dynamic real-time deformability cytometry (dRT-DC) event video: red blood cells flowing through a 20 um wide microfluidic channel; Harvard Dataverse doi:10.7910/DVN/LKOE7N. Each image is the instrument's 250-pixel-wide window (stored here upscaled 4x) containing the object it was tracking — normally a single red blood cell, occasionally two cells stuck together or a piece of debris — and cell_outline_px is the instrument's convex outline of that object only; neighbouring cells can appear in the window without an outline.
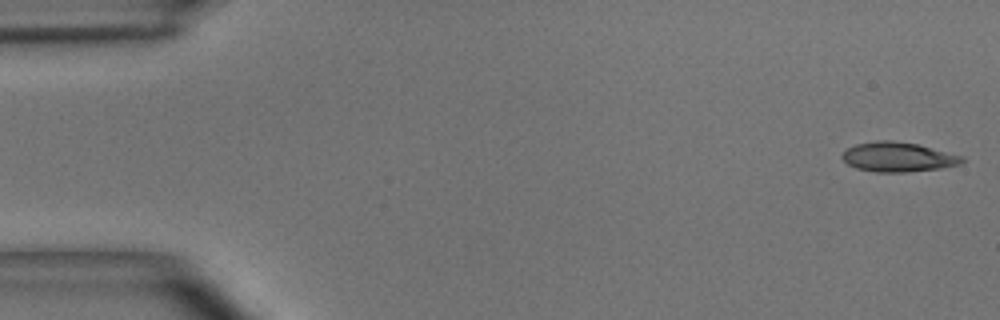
{"species": "common noctule bat (a hibernating species)", "species_latin": "Nyctalus noctula", "temperature_condition": "room temperature", "stored_images_in_passage": 54, "camera_frame_rate_fps": 3000, "um_per_image_px": 0.085, "animal": {"sex": "male", "body_mass_g": 15.6}, "frame": {"image": 1, "passage_image": 1, "time_ms": 0.0, "image_size_px": [1000, 320], "cell_outline_px": [[964, 160], [960, 164], [940, 168], [908, 172], [876, 172], [856, 168], [848, 164], [840, 156], [848, 148], [856, 144], [880, 140], [892, 140], [916, 144], [964, 156]], "centroid_in_image_um": [76.33, 13.35], "position_along_channel_um": 8.7, "area_um2": 20.52}}
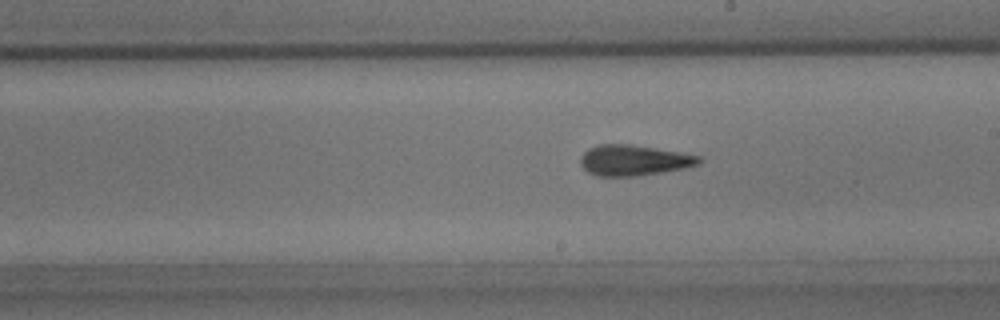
{"frame": {"image": 2, "passage_image": 30, "time_ms": 9.667, "image_size_px": [1000, 320], "cell_outline_px": [[704, 160], [700, 164], [684, 168], [636, 176], [596, 176], [588, 172], [580, 164], [580, 156], [588, 148], [600, 144], [628, 144], [680, 152], [700, 156]], "centroid_in_image_um": [53.86, 13.62], "position_along_channel_um": 235.1, "area_um2": 21.15}}
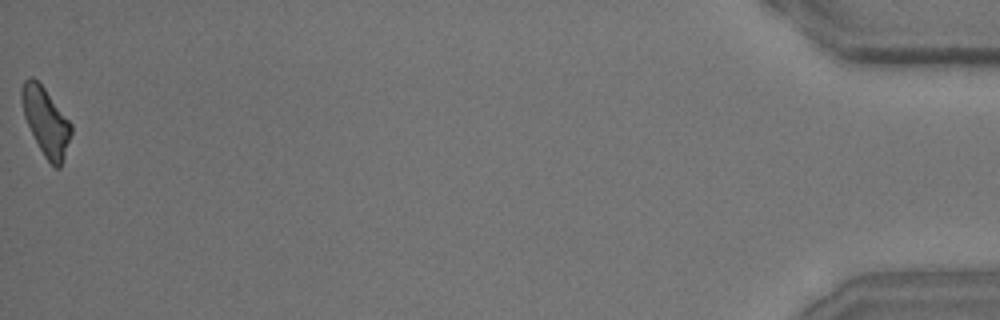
{"frame": {"image": 3, "passage_image": 54, "time_ms": 17.667, "image_size_px": [1000, 320], "cell_outline_px": [[72, 132], [60, 168], [56, 168], [44, 156], [24, 116], [20, 100], [20, 88], [24, 80], [32, 76], [44, 88], [72, 124]], "centroid_in_image_um": [3.88, 10.29], "position_along_channel_um": 431.3, "area_um2": 19.19}, "authors_computed_cell_mechanics": {"area_um2": 20.4323, "velocity_mm_per_s": 3.6542, "shape_relaxation_time_tau1_ms": 5.4015, "shape_relaxation_time_tau2_ms": 2.9706, "deformation_change_tau1": 0.1826, "deformation_change_tau2": 0.1477}}